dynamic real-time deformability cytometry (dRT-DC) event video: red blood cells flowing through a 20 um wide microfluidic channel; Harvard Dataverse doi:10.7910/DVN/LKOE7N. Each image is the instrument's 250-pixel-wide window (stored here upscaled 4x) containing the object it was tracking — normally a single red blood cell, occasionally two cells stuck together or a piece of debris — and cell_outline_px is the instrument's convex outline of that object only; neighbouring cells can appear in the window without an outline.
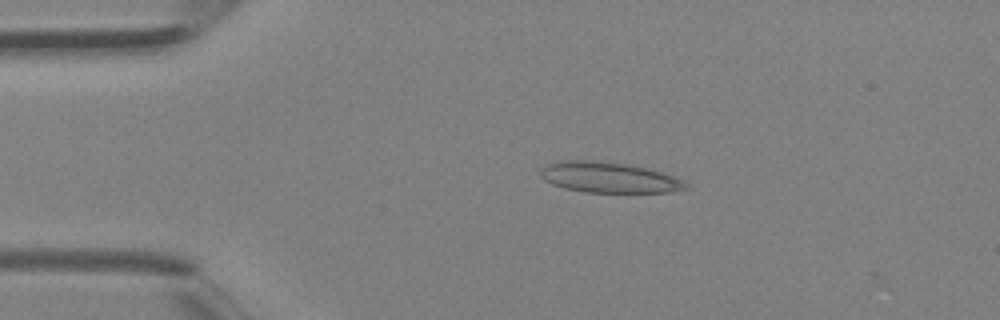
{"species": "Egyptian fruit bat (a non-hibernating species)", "species_latin": "Rousettus aegyptiacus", "temperature_condition": "room temperature", "stored_images_in_passage": 5, "camera_frame_rate_fps": 3000, "um_per_image_px": 0.085, "animal": {"sex": "female"}, "frame": {"image": 1, "passage_image": 3, "time_ms": 0.667, "image_size_px": [1000, 320], "cell_outline_px": [[692, 188], [672, 192], [584, 192], [564, 188], [552, 184], [544, 180], [540, 176], [540, 172], [544, 164], [560, 160], [596, 160], [632, 164], [648, 168], [672, 176], [688, 184]], "centroid_in_image_um": [51.74, 15.07], "position_along_channel_um": 33.3, "area_um2": 26.24}}